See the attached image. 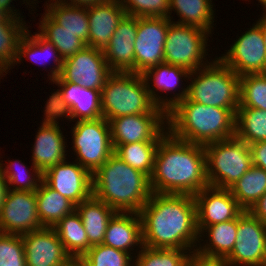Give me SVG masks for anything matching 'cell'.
Segmentation results:
<instances>
[{"label":"cell","mask_w":266,"mask_h":266,"mask_svg":"<svg viewBox=\"0 0 266 266\" xmlns=\"http://www.w3.org/2000/svg\"><path fill=\"white\" fill-rule=\"evenodd\" d=\"M139 216L143 246L190 252L198 247L199 232L194 196L152 193L139 211Z\"/></svg>","instance_id":"1"},{"label":"cell","mask_w":266,"mask_h":266,"mask_svg":"<svg viewBox=\"0 0 266 266\" xmlns=\"http://www.w3.org/2000/svg\"><path fill=\"white\" fill-rule=\"evenodd\" d=\"M208 185L204 146L182 141L167 132L155 154L150 176L152 193L195 196Z\"/></svg>","instance_id":"2"},{"label":"cell","mask_w":266,"mask_h":266,"mask_svg":"<svg viewBox=\"0 0 266 266\" xmlns=\"http://www.w3.org/2000/svg\"><path fill=\"white\" fill-rule=\"evenodd\" d=\"M237 108H219L187 98L167 112L166 130L175 138L206 145L235 136Z\"/></svg>","instance_id":"3"},{"label":"cell","mask_w":266,"mask_h":266,"mask_svg":"<svg viewBox=\"0 0 266 266\" xmlns=\"http://www.w3.org/2000/svg\"><path fill=\"white\" fill-rule=\"evenodd\" d=\"M151 194L150 178L115 153L92 174V195L116 212L139 213Z\"/></svg>","instance_id":"4"},{"label":"cell","mask_w":266,"mask_h":266,"mask_svg":"<svg viewBox=\"0 0 266 266\" xmlns=\"http://www.w3.org/2000/svg\"><path fill=\"white\" fill-rule=\"evenodd\" d=\"M189 79L192 81L185 89L167 99V112L185 98L206 106L238 108L240 77L219 57L190 72Z\"/></svg>","instance_id":"5"},{"label":"cell","mask_w":266,"mask_h":266,"mask_svg":"<svg viewBox=\"0 0 266 266\" xmlns=\"http://www.w3.org/2000/svg\"><path fill=\"white\" fill-rule=\"evenodd\" d=\"M103 117L111 119L144 113H166L149 96L141 74L113 72L101 90Z\"/></svg>","instance_id":"6"},{"label":"cell","mask_w":266,"mask_h":266,"mask_svg":"<svg viewBox=\"0 0 266 266\" xmlns=\"http://www.w3.org/2000/svg\"><path fill=\"white\" fill-rule=\"evenodd\" d=\"M210 186L231 188L252 166L250 146L236 136L204 145Z\"/></svg>","instance_id":"7"},{"label":"cell","mask_w":266,"mask_h":266,"mask_svg":"<svg viewBox=\"0 0 266 266\" xmlns=\"http://www.w3.org/2000/svg\"><path fill=\"white\" fill-rule=\"evenodd\" d=\"M75 122L71 129L75 161L93 174L114 153L110 124L104 117Z\"/></svg>","instance_id":"8"},{"label":"cell","mask_w":266,"mask_h":266,"mask_svg":"<svg viewBox=\"0 0 266 266\" xmlns=\"http://www.w3.org/2000/svg\"><path fill=\"white\" fill-rule=\"evenodd\" d=\"M61 89L49 96L44 112L49 116L79 120L103 117L101 91L70 82H53Z\"/></svg>","instance_id":"9"},{"label":"cell","mask_w":266,"mask_h":266,"mask_svg":"<svg viewBox=\"0 0 266 266\" xmlns=\"http://www.w3.org/2000/svg\"><path fill=\"white\" fill-rule=\"evenodd\" d=\"M209 34L200 28L172 21L166 34L164 62L190 72L207 65L208 63L202 59H207L205 57L208 53L206 47L209 46L207 45Z\"/></svg>","instance_id":"10"},{"label":"cell","mask_w":266,"mask_h":266,"mask_svg":"<svg viewBox=\"0 0 266 266\" xmlns=\"http://www.w3.org/2000/svg\"><path fill=\"white\" fill-rule=\"evenodd\" d=\"M112 73L103 50L86 46L64 60L60 75L52 82H70L101 91Z\"/></svg>","instance_id":"11"},{"label":"cell","mask_w":266,"mask_h":266,"mask_svg":"<svg viewBox=\"0 0 266 266\" xmlns=\"http://www.w3.org/2000/svg\"><path fill=\"white\" fill-rule=\"evenodd\" d=\"M226 259L231 266H266V224L250 211L238 217L236 242Z\"/></svg>","instance_id":"12"},{"label":"cell","mask_w":266,"mask_h":266,"mask_svg":"<svg viewBox=\"0 0 266 266\" xmlns=\"http://www.w3.org/2000/svg\"><path fill=\"white\" fill-rule=\"evenodd\" d=\"M219 58L239 77L266 73V46L261 22L257 21Z\"/></svg>","instance_id":"13"},{"label":"cell","mask_w":266,"mask_h":266,"mask_svg":"<svg viewBox=\"0 0 266 266\" xmlns=\"http://www.w3.org/2000/svg\"><path fill=\"white\" fill-rule=\"evenodd\" d=\"M165 17H139L137 35L134 42L135 73L146 70L164 62V45L169 24Z\"/></svg>","instance_id":"14"},{"label":"cell","mask_w":266,"mask_h":266,"mask_svg":"<svg viewBox=\"0 0 266 266\" xmlns=\"http://www.w3.org/2000/svg\"><path fill=\"white\" fill-rule=\"evenodd\" d=\"M165 122L167 113H144L111 119L109 124L114 150L122 144L160 141L168 132Z\"/></svg>","instance_id":"15"},{"label":"cell","mask_w":266,"mask_h":266,"mask_svg":"<svg viewBox=\"0 0 266 266\" xmlns=\"http://www.w3.org/2000/svg\"><path fill=\"white\" fill-rule=\"evenodd\" d=\"M41 228L35 191L8 190L0 212V232L23 235Z\"/></svg>","instance_id":"16"},{"label":"cell","mask_w":266,"mask_h":266,"mask_svg":"<svg viewBox=\"0 0 266 266\" xmlns=\"http://www.w3.org/2000/svg\"><path fill=\"white\" fill-rule=\"evenodd\" d=\"M197 230L216 223L238 218L245 210L238 204L229 189L208 185L194 196Z\"/></svg>","instance_id":"17"},{"label":"cell","mask_w":266,"mask_h":266,"mask_svg":"<svg viewBox=\"0 0 266 266\" xmlns=\"http://www.w3.org/2000/svg\"><path fill=\"white\" fill-rule=\"evenodd\" d=\"M43 181L75 206L92 195V174L77 161L58 163L42 174Z\"/></svg>","instance_id":"18"},{"label":"cell","mask_w":266,"mask_h":266,"mask_svg":"<svg viewBox=\"0 0 266 266\" xmlns=\"http://www.w3.org/2000/svg\"><path fill=\"white\" fill-rule=\"evenodd\" d=\"M21 236L27 266H68L73 261L54 228L43 227Z\"/></svg>","instance_id":"19"},{"label":"cell","mask_w":266,"mask_h":266,"mask_svg":"<svg viewBox=\"0 0 266 266\" xmlns=\"http://www.w3.org/2000/svg\"><path fill=\"white\" fill-rule=\"evenodd\" d=\"M45 118L35 137L32 152V171L43 174L66 160L65 137L57 122L58 118L44 112ZM57 119V120H56ZM66 153V154H65Z\"/></svg>","instance_id":"20"},{"label":"cell","mask_w":266,"mask_h":266,"mask_svg":"<svg viewBox=\"0 0 266 266\" xmlns=\"http://www.w3.org/2000/svg\"><path fill=\"white\" fill-rule=\"evenodd\" d=\"M137 26V17L125 15L119 22L109 44L103 50L112 72L135 73L134 42Z\"/></svg>","instance_id":"21"},{"label":"cell","mask_w":266,"mask_h":266,"mask_svg":"<svg viewBox=\"0 0 266 266\" xmlns=\"http://www.w3.org/2000/svg\"><path fill=\"white\" fill-rule=\"evenodd\" d=\"M89 20L88 46L104 50L119 22L126 15L121 0L87 7Z\"/></svg>","instance_id":"22"},{"label":"cell","mask_w":266,"mask_h":266,"mask_svg":"<svg viewBox=\"0 0 266 266\" xmlns=\"http://www.w3.org/2000/svg\"><path fill=\"white\" fill-rule=\"evenodd\" d=\"M106 246L133 254L132 247H143L142 224L139 213L116 212L109 220L103 243Z\"/></svg>","instance_id":"23"},{"label":"cell","mask_w":266,"mask_h":266,"mask_svg":"<svg viewBox=\"0 0 266 266\" xmlns=\"http://www.w3.org/2000/svg\"><path fill=\"white\" fill-rule=\"evenodd\" d=\"M91 246L103 243L109 220L116 213L109 205L91 195L75 206Z\"/></svg>","instance_id":"24"},{"label":"cell","mask_w":266,"mask_h":266,"mask_svg":"<svg viewBox=\"0 0 266 266\" xmlns=\"http://www.w3.org/2000/svg\"><path fill=\"white\" fill-rule=\"evenodd\" d=\"M148 89L149 96L157 107L162 108L167 113V97L161 98L157 90L165 92L176 90L181 83L182 77H189L190 71L185 68L167 64H158L141 74ZM153 78V79H152ZM150 81V83H149ZM151 81L154 83L152 84ZM150 84L154 87L151 88ZM178 84V85H177ZM155 90V91H154ZM157 94V95H156Z\"/></svg>","instance_id":"25"},{"label":"cell","mask_w":266,"mask_h":266,"mask_svg":"<svg viewBox=\"0 0 266 266\" xmlns=\"http://www.w3.org/2000/svg\"><path fill=\"white\" fill-rule=\"evenodd\" d=\"M35 193L37 213L43 227L54 228L64 216L75 210L71 201L50 188L43 180Z\"/></svg>","instance_id":"26"},{"label":"cell","mask_w":266,"mask_h":266,"mask_svg":"<svg viewBox=\"0 0 266 266\" xmlns=\"http://www.w3.org/2000/svg\"><path fill=\"white\" fill-rule=\"evenodd\" d=\"M237 227L238 218L204 227L199 232V241L203 237V233L208 232L206 243L208 241L209 243L203 246L199 243L196 250L206 256L226 258L236 242Z\"/></svg>","instance_id":"27"},{"label":"cell","mask_w":266,"mask_h":266,"mask_svg":"<svg viewBox=\"0 0 266 266\" xmlns=\"http://www.w3.org/2000/svg\"><path fill=\"white\" fill-rule=\"evenodd\" d=\"M211 0H170L169 19L171 11H176L180 20L174 23L200 28L210 32L214 22V10Z\"/></svg>","instance_id":"28"},{"label":"cell","mask_w":266,"mask_h":266,"mask_svg":"<svg viewBox=\"0 0 266 266\" xmlns=\"http://www.w3.org/2000/svg\"><path fill=\"white\" fill-rule=\"evenodd\" d=\"M54 229L73 260H79L90 249L87 233L76 210L64 216Z\"/></svg>","instance_id":"29"},{"label":"cell","mask_w":266,"mask_h":266,"mask_svg":"<svg viewBox=\"0 0 266 266\" xmlns=\"http://www.w3.org/2000/svg\"><path fill=\"white\" fill-rule=\"evenodd\" d=\"M29 32L31 33V31L27 29L26 34L22 37V39L19 42L17 57L14 65L21 64L20 61H22L23 57L25 58L26 56L28 59L30 58L32 62L38 64L40 60L37 59L40 58L42 54L43 57L45 55L44 58H46L47 56H48L47 58L50 57V59L52 57L53 58L55 57L54 62L56 63L57 66L55 65V67L52 68V70L48 75L50 76L49 79L53 81L60 75L64 59L61 57L59 51L55 48V46L52 43L48 42L46 39H44L38 32L35 33V35L34 34L31 35Z\"/></svg>","instance_id":"30"},{"label":"cell","mask_w":266,"mask_h":266,"mask_svg":"<svg viewBox=\"0 0 266 266\" xmlns=\"http://www.w3.org/2000/svg\"><path fill=\"white\" fill-rule=\"evenodd\" d=\"M50 3L45 7L47 8L46 12L59 25L64 27V30L77 34V37L88 46L89 20L87 7L69 6L58 0H50Z\"/></svg>","instance_id":"31"},{"label":"cell","mask_w":266,"mask_h":266,"mask_svg":"<svg viewBox=\"0 0 266 266\" xmlns=\"http://www.w3.org/2000/svg\"><path fill=\"white\" fill-rule=\"evenodd\" d=\"M39 24V34L55 46L64 60L87 46L77 34L64 30L46 11Z\"/></svg>","instance_id":"32"},{"label":"cell","mask_w":266,"mask_h":266,"mask_svg":"<svg viewBox=\"0 0 266 266\" xmlns=\"http://www.w3.org/2000/svg\"><path fill=\"white\" fill-rule=\"evenodd\" d=\"M229 190L238 204L249 211L266 193V171L252 166Z\"/></svg>","instance_id":"33"},{"label":"cell","mask_w":266,"mask_h":266,"mask_svg":"<svg viewBox=\"0 0 266 266\" xmlns=\"http://www.w3.org/2000/svg\"><path fill=\"white\" fill-rule=\"evenodd\" d=\"M25 24L22 17H16L13 21H0V76H4V72L7 74L15 63L19 42L28 28Z\"/></svg>","instance_id":"34"},{"label":"cell","mask_w":266,"mask_h":266,"mask_svg":"<svg viewBox=\"0 0 266 266\" xmlns=\"http://www.w3.org/2000/svg\"><path fill=\"white\" fill-rule=\"evenodd\" d=\"M235 136L248 145L266 141V111L237 108Z\"/></svg>","instance_id":"35"},{"label":"cell","mask_w":266,"mask_h":266,"mask_svg":"<svg viewBox=\"0 0 266 266\" xmlns=\"http://www.w3.org/2000/svg\"><path fill=\"white\" fill-rule=\"evenodd\" d=\"M158 144L159 141L122 144L114 150V153L132 168L145 173L150 178Z\"/></svg>","instance_id":"36"},{"label":"cell","mask_w":266,"mask_h":266,"mask_svg":"<svg viewBox=\"0 0 266 266\" xmlns=\"http://www.w3.org/2000/svg\"><path fill=\"white\" fill-rule=\"evenodd\" d=\"M238 108L266 111V73L248 74L240 77Z\"/></svg>","instance_id":"37"},{"label":"cell","mask_w":266,"mask_h":266,"mask_svg":"<svg viewBox=\"0 0 266 266\" xmlns=\"http://www.w3.org/2000/svg\"><path fill=\"white\" fill-rule=\"evenodd\" d=\"M188 253H190V250L143 246L135 257L133 264L134 266H187L190 255Z\"/></svg>","instance_id":"38"},{"label":"cell","mask_w":266,"mask_h":266,"mask_svg":"<svg viewBox=\"0 0 266 266\" xmlns=\"http://www.w3.org/2000/svg\"><path fill=\"white\" fill-rule=\"evenodd\" d=\"M132 257L129 253L100 244L91 246L78 261L83 266H134Z\"/></svg>","instance_id":"39"},{"label":"cell","mask_w":266,"mask_h":266,"mask_svg":"<svg viewBox=\"0 0 266 266\" xmlns=\"http://www.w3.org/2000/svg\"><path fill=\"white\" fill-rule=\"evenodd\" d=\"M20 162L21 161L19 160H15L14 162H10L9 160V164L7 166H3V163L0 162V168L3 171L8 186H10L8 187V189L11 190V186H13L12 190L32 192L36 191L41 181L43 180L42 174H30L29 170H27L26 166H24V163L22 164V162ZM15 166H18L19 169H15ZM20 166L21 169L23 167L24 169L20 170Z\"/></svg>","instance_id":"40"},{"label":"cell","mask_w":266,"mask_h":266,"mask_svg":"<svg viewBox=\"0 0 266 266\" xmlns=\"http://www.w3.org/2000/svg\"><path fill=\"white\" fill-rule=\"evenodd\" d=\"M0 266H27L21 235L0 232Z\"/></svg>","instance_id":"41"},{"label":"cell","mask_w":266,"mask_h":266,"mask_svg":"<svg viewBox=\"0 0 266 266\" xmlns=\"http://www.w3.org/2000/svg\"><path fill=\"white\" fill-rule=\"evenodd\" d=\"M170 0H121L126 15L139 17H169Z\"/></svg>","instance_id":"42"},{"label":"cell","mask_w":266,"mask_h":266,"mask_svg":"<svg viewBox=\"0 0 266 266\" xmlns=\"http://www.w3.org/2000/svg\"><path fill=\"white\" fill-rule=\"evenodd\" d=\"M187 266H231L224 257H212L193 250L189 253Z\"/></svg>","instance_id":"43"},{"label":"cell","mask_w":266,"mask_h":266,"mask_svg":"<svg viewBox=\"0 0 266 266\" xmlns=\"http://www.w3.org/2000/svg\"><path fill=\"white\" fill-rule=\"evenodd\" d=\"M252 164L266 171V141L250 144Z\"/></svg>","instance_id":"44"},{"label":"cell","mask_w":266,"mask_h":266,"mask_svg":"<svg viewBox=\"0 0 266 266\" xmlns=\"http://www.w3.org/2000/svg\"><path fill=\"white\" fill-rule=\"evenodd\" d=\"M256 218L266 224V193L249 210Z\"/></svg>","instance_id":"45"},{"label":"cell","mask_w":266,"mask_h":266,"mask_svg":"<svg viewBox=\"0 0 266 266\" xmlns=\"http://www.w3.org/2000/svg\"><path fill=\"white\" fill-rule=\"evenodd\" d=\"M63 4L77 7H90L97 4L107 3L111 0H58ZM71 1V2H70ZM69 2V3H68Z\"/></svg>","instance_id":"46"},{"label":"cell","mask_w":266,"mask_h":266,"mask_svg":"<svg viewBox=\"0 0 266 266\" xmlns=\"http://www.w3.org/2000/svg\"><path fill=\"white\" fill-rule=\"evenodd\" d=\"M8 187L9 186L7 184L6 178L3 174V171L0 168V212L3 208L5 198L9 190Z\"/></svg>","instance_id":"47"},{"label":"cell","mask_w":266,"mask_h":266,"mask_svg":"<svg viewBox=\"0 0 266 266\" xmlns=\"http://www.w3.org/2000/svg\"><path fill=\"white\" fill-rule=\"evenodd\" d=\"M12 1L13 0H0V7H2L3 9H5L11 16L20 17L21 16L20 12H18L15 9H12L11 8L10 5H11V2ZM14 11H16V12H14Z\"/></svg>","instance_id":"48"},{"label":"cell","mask_w":266,"mask_h":266,"mask_svg":"<svg viewBox=\"0 0 266 266\" xmlns=\"http://www.w3.org/2000/svg\"><path fill=\"white\" fill-rule=\"evenodd\" d=\"M16 17L11 16L5 9L0 7V21H13Z\"/></svg>","instance_id":"49"},{"label":"cell","mask_w":266,"mask_h":266,"mask_svg":"<svg viewBox=\"0 0 266 266\" xmlns=\"http://www.w3.org/2000/svg\"><path fill=\"white\" fill-rule=\"evenodd\" d=\"M259 21L262 25V33L264 36L265 46H266V12L263 13V16L260 17Z\"/></svg>","instance_id":"50"},{"label":"cell","mask_w":266,"mask_h":266,"mask_svg":"<svg viewBox=\"0 0 266 266\" xmlns=\"http://www.w3.org/2000/svg\"><path fill=\"white\" fill-rule=\"evenodd\" d=\"M68 266H83L78 260H73Z\"/></svg>","instance_id":"51"},{"label":"cell","mask_w":266,"mask_h":266,"mask_svg":"<svg viewBox=\"0 0 266 266\" xmlns=\"http://www.w3.org/2000/svg\"><path fill=\"white\" fill-rule=\"evenodd\" d=\"M260 4L263 5V9H265V12H266V0H258Z\"/></svg>","instance_id":"52"}]
</instances>
